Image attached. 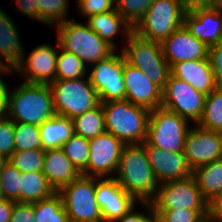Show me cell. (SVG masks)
Instances as JSON below:
<instances>
[{"label":"cell","mask_w":222,"mask_h":222,"mask_svg":"<svg viewBox=\"0 0 222 222\" xmlns=\"http://www.w3.org/2000/svg\"><path fill=\"white\" fill-rule=\"evenodd\" d=\"M8 163V158L0 154V172L4 169V166Z\"/></svg>","instance_id":"49"},{"label":"cell","mask_w":222,"mask_h":222,"mask_svg":"<svg viewBox=\"0 0 222 222\" xmlns=\"http://www.w3.org/2000/svg\"><path fill=\"white\" fill-rule=\"evenodd\" d=\"M56 191L42 172L22 173L19 203H34L52 196Z\"/></svg>","instance_id":"27"},{"label":"cell","mask_w":222,"mask_h":222,"mask_svg":"<svg viewBox=\"0 0 222 222\" xmlns=\"http://www.w3.org/2000/svg\"><path fill=\"white\" fill-rule=\"evenodd\" d=\"M159 222H207L208 210L170 209L154 210Z\"/></svg>","instance_id":"38"},{"label":"cell","mask_w":222,"mask_h":222,"mask_svg":"<svg viewBox=\"0 0 222 222\" xmlns=\"http://www.w3.org/2000/svg\"><path fill=\"white\" fill-rule=\"evenodd\" d=\"M15 151L42 149L39 125L30 123H15Z\"/></svg>","instance_id":"34"},{"label":"cell","mask_w":222,"mask_h":222,"mask_svg":"<svg viewBox=\"0 0 222 222\" xmlns=\"http://www.w3.org/2000/svg\"><path fill=\"white\" fill-rule=\"evenodd\" d=\"M96 177L80 175L58 193L71 222H103L96 201Z\"/></svg>","instance_id":"8"},{"label":"cell","mask_w":222,"mask_h":222,"mask_svg":"<svg viewBox=\"0 0 222 222\" xmlns=\"http://www.w3.org/2000/svg\"><path fill=\"white\" fill-rule=\"evenodd\" d=\"M9 222H36L34 203L15 202Z\"/></svg>","instance_id":"43"},{"label":"cell","mask_w":222,"mask_h":222,"mask_svg":"<svg viewBox=\"0 0 222 222\" xmlns=\"http://www.w3.org/2000/svg\"><path fill=\"white\" fill-rule=\"evenodd\" d=\"M208 58L217 87H222V42L209 47Z\"/></svg>","instance_id":"42"},{"label":"cell","mask_w":222,"mask_h":222,"mask_svg":"<svg viewBox=\"0 0 222 222\" xmlns=\"http://www.w3.org/2000/svg\"><path fill=\"white\" fill-rule=\"evenodd\" d=\"M220 138H221V147H222V132H220Z\"/></svg>","instance_id":"52"},{"label":"cell","mask_w":222,"mask_h":222,"mask_svg":"<svg viewBox=\"0 0 222 222\" xmlns=\"http://www.w3.org/2000/svg\"><path fill=\"white\" fill-rule=\"evenodd\" d=\"M154 0H115V9L134 27L145 15Z\"/></svg>","instance_id":"36"},{"label":"cell","mask_w":222,"mask_h":222,"mask_svg":"<svg viewBox=\"0 0 222 222\" xmlns=\"http://www.w3.org/2000/svg\"><path fill=\"white\" fill-rule=\"evenodd\" d=\"M125 99L152 111L162 104V89L151 82L143 71L125 63L123 67Z\"/></svg>","instance_id":"17"},{"label":"cell","mask_w":222,"mask_h":222,"mask_svg":"<svg viewBox=\"0 0 222 222\" xmlns=\"http://www.w3.org/2000/svg\"><path fill=\"white\" fill-rule=\"evenodd\" d=\"M184 25L208 47L222 42V12L217 9H198L186 13Z\"/></svg>","instance_id":"20"},{"label":"cell","mask_w":222,"mask_h":222,"mask_svg":"<svg viewBox=\"0 0 222 222\" xmlns=\"http://www.w3.org/2000/svg\"><path fill=\"white\" fill-rule=\"evenodd\" d=\"M87 20L90 29L97 33L101 39L107 41L116 50V44L112 39L117 37V34L120 32L122 33V31L127 39L133 29L116 9L90 16ZM121 29L122 31H119Z\"/></svg>","instance_id":"24"},{"label":"cell","mask_w":222,"mask_h":222,"mask_svg":"<svg viewBox=\"0 0 222 222\" xmlns=\"http://www.w3.org/2000/svg\"><path fill=\"white\" fill-rule=\"evenodd\" d=\"M57 48H60L57 55L56 80H72L86 77V65L81 59L70 52L63 50L57 40Z\"/></svg>","instance_id":"31"},{"label":"cell","mask_w":222,"mask_h":222,"mask_svg":"<svg viewBox=\"0 0 222 222\" xmlns=\"http://www.w3.org/2000/svg\"><path fill=\"white\" fill-rule=\"evenodd\" d=\"M57 55V48L41 44L34 48L28 57L24 51L21 62L14 72L24 74L26 83L50 84L56 80Z\"/></svg>","instance_id":"15"},{"label":"cell","mask_w":222,"mask_h":222,"mask_svg":"<svg viewBox=\"0 0 222 222\" xmlns=\"http://www.w3.org/2000/svg\"><path fill=\"white\" fill-rule=\"evenodd\" d=\"M170 71L172 76L186 81L205 95L217 88L209 58L182 61L173 64Z\"/></svg>","instance_id":"21"},{"label":"cell","mask_w":222,"mask_h":222,"mask_svg":"<svg viewBox=\"0 0 222 222\" xmlns=\"http://www.w3.org/2000/svg\"><path fill=\"white\" fill-rule=\"evenodd\" d=\"M206 95L189 83L170 74L162 91L161 106L198 124L201 120Z\"/></svg>","instance_id":"12"},{"label":"cell","mask_w":222,"mask_h":222,"mask_svg":"<svg viewBox=\"0 0 222 222\" xmlns=\"http://www.w3.org/2000/svg\"><path fill=\"white\" fill-rule=\"evenodd\" d=\"M151 204L153 210H208V202L203 198L193 176L160 183Z\"/></svg>","instance_id":"10"},{"label":"cell","mask_w":222,"mask_h":222,"mask_svg":"<svg viewBox=\"0 0 222 222\" xmlns=\"http://www.w3.org/2000/svg\"><path fill=\"white\" fill-rule=\"evenodd\" d=\"M15 122L5 114L0 117V154L9 158L14 149Z\"/></svg>","instance_id":"39"},{"label":"cell","mask_w":222,"mask_h":222,"mask_svg":"<svg viewBox=\"0 0 222 222\" xmlns=\"http://www.w3.org/2000/svg\"><path fill=\"white\" fill-rule=\"evenodd\" d=\"M113 177L139 203L151 202L157 194V182L143 143L125 144L119 166Z\"/></svg>","instance_id":"2"},{"label":"cell","mask_w":222,"mask_h":222,"mask_svg":"<svg viewBox=\"0 0 222 222\" xmlns=\"http://www.w3.org/2000/svg\"><path fill=\"white\" fill-rule=\"evenodd\" d=\"M200 127L222 132V87L206 95L204 112L198 122Z\"/></svg>","instance_id":"30"},{"label":"cell","mask_w":222,"mask_h":222,"mask_svg":"<svg viewBox=\"0 0 222 222\" xmlns=\"http://www.w3.org/2000/svg\"><path fill=\"white\" fill-rule=\"evenodd\" d=\"M14 201L0 200V222H9L14 207Z\"/></svg>","instance_id":"47"},{"label":"cell","mask_w":222,"mask_h":222,"mask_svg":"<svg viewBox=\"0 0 222 222\" xmlns=\"http://www.w3.org/2000/svg\"><path fill=\"white\" fill-rule=\"evenodd\" d=\"M4 199V195H3V192H2V187L0 185V200Z\"/></svg>","instance_id":"51"},{"label":"cell","mask_w":222,"mask_h":222,"mask_svg":"<svg viewBox=\"0 0 222 222\" xmlns=\"http://www.w3.org/2000/svg\"><path fill=\"white\" fill-rule=\"evenodd\" d=\"M81 14L87 18L115 9V0H76Z\"/></svg>","instance_id":"40"},{"label":"cell","mask_w":222,"mask_h":222,"mask_svg":"<svg viewBox=\"0 0 222 222\" xmlns=\"http://www.w3.org/2000/svg\"><path fill=\"white\" fill-rule=\"evenodd\" d=\"M4 114L15 123L41 125L56 115L49 84L23 82L13 91L6 88Z\"/></svg>","instance_id":"1"},{"label":"cell","mask_w":222,"mask_h":222,"mask_svg":"<svg viewBox=\"0 0 222 222\" xmlns=\"http://www.w3.org/2000/svg\"><path fill=\"white\" fill-rule=\"evenodd\" d=\"M147 207V214L134 212L135 207H133L126 215L118 218L112 222H159L158 214L153 210L151 202H141V205Z\"/></svg>","instance_id":"41"},{"label":"cell","mask_w":222,"mask_h":222,"mask_svg":"<svg viewBox=\"0 0 222 222\" xmlns=\"http://www.w3.org/2000/svg\"><path fill=\"white\" fill-rule=\"evenodd\" d=\"M11 71L7 70V69H2L0 71V75H6L8 73H10ZM4 73V74H3ZM6 84L3 80V78L0 77V117L2 115H4V108H5V92H6Z\"/></svg>","instance_id":"48"},{"label":"cell","mask_w":222,"mask_h":222,"mask_svg":"<svg viewBox=\"0 0 222 222\" xmlns=\"http://www.w3.org/2000/svg\"><path fill=\"white\" fill-rule=\"evenodd\" d=\"M188 122L175 112L158 107L150 111L146 141L167 152H184Z\"/></svg>","instance_id":"9"},{"label":"cell","mask_w":222,"mask_h":222,"mask_svg":"<svg viewBox=\"0 0 222 222\" xmlns=\"http://www.w3.org/2000/svg\"><path fill=\"white\" fill-rule=\"evenodd\" d=\"M42 173L56 192L81 175L62 148L45 151Z\"/></svg>","instance_id":"22"},{"label":"cell","mask_w":222,"mask_h":222,"mask_svg":"<svg viewBox=\"0 0 222 222\" xmlns=\"http://www.w3.org/2000/svg\"><path fill=\"white\" fill-rule=\"evenodd\" d=\"M214 9L219 10L222 12V0H213V7Z\"/></svg>","instance_id":"50"},{"label":"cell","mask_w":222,"mask_h":222,"mask_svg":"<svg viewBox=\"0 0 222 222\" xmlns=\"http://www.w3.org/2000/svg\"><path fill=\"white\" fill-rule=\"evenodd\" d=\"M192 176L207 202L222 193V159L197 167Z\"/></svg>","instance_id":"26"},{"label":"cell","mask_w":222,"mask_h":222,"mask_svg":"<svg viewBox=\"0 0 222 222\" xmlns=\"http://www.w3.org/2000/svg\"><path fill=\"white\" fill-rule=\"evenodd\" d=\"M207 222H222V193L208 202Z\"/></svg>","instance_id":"44"},{"label":"cell","mask_w":222,"mask_h":222,"mask_svg":"<svg viewBox=\"0 0 222 222\" xmlns=\"http://www.w3.org/2000/svg\"><path fill=\"white\" fill-rule=\"evenodd\" d=\"M19 37L13 21L0 7V65L9 71L20 64L24 53Z\"/></svg>","instance_id":"23"},{"label":"cell","mask_w":222,"mask_h":222,"mask_svg":"<svg viewBox=\"0 0 222 222\" xmlns=\"http://www.w3.org/2000/svg\"><path fill=\"white\" fill-rule=\"evenodd\" d=\"M36 222H70L63 206V200L58 192L52 196L34 202Z\"/></svg>","instance_id":"29"},{"label":"cell","mask_w":222,"mask_h":222,"mask_svg":"<svg viewBox=\"0 0 222 222\" xmlns=\"http://www.w3.org/2000/svg\"><path fill=\"white\" fill-rule=\"evenodd\" d=\"M75 134L87 139L106 131L102 104L73 118Z\"/></svg>","instance_id":"28"},{"label":"cell","mask_w":222,"mask_h":222,"mask_svg":"<svg viewBox=\"0 0 222 222\" xmlns=\"http://www.w3.org/2000/svg\"><path fill=\"white\" fill-rule=\"evenodd\" d=\"M57 40L60 47L77 55L86 65L96 64L113 54L116 49L92 31L88 24H81L74 19L57 24Z\"/></svg>","instance_id":"4"},{"label":"cell","mask_w":222,"mask_h":222,"mask_svg":"<svg viewBox=\"0 0 222 222\" xmlns=\"http://www.w3.org/2000/svg\"><path fill=\"white\" fill-rule=\"evenodd\" d=\"M196 126L187 131L184 144V154L192 170L222 159L220 132Z\"/></svg>","instance_id":"14"},{"label":"cell","mask_w":222,"mask_h":222,"mask_svg":"<svg viewBox=\"0 0 222 222\" xmlns=\"http://www.w3.org/2000/svg\"><path fill=\"white\" fill-rule=\"evenodd\" d=\"M22 172L9 162L0 172V185L6 200L19 202V190Z\"/></svg>","instance_id":"37"},{"label":"cell","mask_w":222,"mask_h":222,"mask_svg":"<svg viewBox=\"0 0 222 222\" xmlns=\"http://www.w3.org/2000/svg\"><path fill=\"white\" fill-rule=\"evenodd\" d=\"M68 0H38L39 21L44 24H57L67 21Z\"/></svg>","instance_id":"35"},{"label":"cell","mask_w":222,"mask_h":222,"mask_svg":"<svg viewBox=\"0 0 222 222\" xmlns=\"http://www.w3.org/2000/svg\"><path fill=\"white\" fill-rule=\"evenodd\" d=\"M39 128L44 151L62 148L63 144L75 134L73 119L57 114L45 120Z\"/></svg>","instance_id":"25"},{"label":"cell","mask_w":222,"mask_h":222,"mask_svg":"<svg viewBox=\"0 0 222 222\" xmlns=\"http://www.w3.org/2000/svg\"><path fill=\"white\" fill-rule=\"evenodd\" d=\"M96 201L103 217V222H112L126 215L136 207V199L127 193L119 183L112 178L96 177Z\"/></svg>","instance_id":"16"},{"label":"cell","mask_w":222,"mask_h":222,"mask_svg":"<svg viewBox=\"0 0 222 222\" xmlns=\"http://www.w3.org/2000/svg\"><path fill=\"white\" fill-rule=\"evenodd\" d=\"M101 104L107 132L124 144H140L147 139L149 110L126 99Z\"/></svg>","instance_id":"3"},{"label":"cell","mask_w":222,"mask_h":222,"mask_svg":"<svg viewBox=\"0 0 222 222\" xmlns=\"http://www.w3.org/2000/svg\"><path fill=\"white\" fill-rule=\"evenodd\" d=\"M17 9L23 13V15L39 21V10L37 2L38 0H16Z\"/></svg>","instance_id":"45"},{"label":"cell","mask_w":222,"mask_h":222,"mask_svg":"<svg viewBox=\"0 0 222 222\" xmlns=\"http://www.w3.org/2000/svg\"><path fill=\"white\" fill-rule=\"evenodd\" d=\"M185 14L181 0H154L132 32L161 43L184 24Z\"/></svg>","instance_id":"6"},{"label":"cell","mask_w":222,"mask_h":222,"mask_svg":"<svg viewBox=\"0 0 222 222\" xmlns=\"http://www.w3.org/2000/svg\"><path fill=\"white\" fill-rule=\"evenodd\" d=\"M143 145L159 184L192 176L193 170L189 166L184 152H167L150 145L146 140Z\"/></svg>","instance_id":"19"},{"label":"cell","mask_w":222,"mask_h":222,"mask_svg":"<svg viewBox=\"0 0 222 222\" xmlns=\"http://www.w3.org/2000/svg\"><path fill=\"white\" fill-rule=\"evenodd\" d=\"M45 151L43 149H30L14 151L8 162L22 173L42 172Z\"/></svg>","instance_id":"33"},{"label":"cell","mask_w":222,"mask_h":222,"mask_svg":"<svg viewBox=\"0 0 222 222\" xmlns=\"http://www.w3.org/2000/svg\"><path fill=\"white\" fill-rule=\"evenodd\" d=\"M160 44L170 67L182 61L208 59L209 47L195 38L184 24Z\"/></svg>","instance_id":"18"},{"label":"cell","mask_w":222,"mask_h":222,"mask_svg":"<svg viewBox=\"0 0 222 222\" xmlns=\"http://www.w3.org/2000/svg\"><path fill=\"white\" fill-rule=\"evenodd\" d=\"M124 146L122 141L107 131L89 139L88 165L82 175L97 178L109 175L108 178H112L110 174H116Z\"/></svg>","instance_id":"13"},{"label":"cell","mask_w":222,"mask_h":222,"mask_svg":"<svg viewBox=\"0 0 222 222\" xmlns=\"http://www.w3.org/2000/svg\"><path fill=\"white\" fill-rule=\"evenodd\" d=\"M186 13L213 7V0H181Z\"/></svg>","instance_id":"46"},{"label":"cell","mask_w":222,"mask_h":222,"mask_svg":"<svg viewBox=\"0 0 222 222\" xmlns=\"http://www.w3.org/2000/svg\"><path fill=\"white\" fill-rule=\"evenodd\" d=\"M120 54L114 52L87 70L90 83L101 102L125 100L123 67L126 59L122 52Z\"/></svg>","instance_id":"11"},{"label":"cell","mask_w":222,"mask_h":222,"mask_svg":"<svg viewBox=\"0 0 222 222\" xmlns=\"http://www.w3.org/2000/svg\"><path fill=\"white\" fill-rule=\"evenodd\" d=\"M121 50L126 62L139 70L162 90L171 71L159 42L146 40L131 32Z\"/></svg>","instance_id":"5"},{"label":"cell","mask_w":222,"mask_h":222,"mask_svg":"<svg viewBox=\"0 0 222 222\" xmlns=\"http://www.w3.org/2000/svg\"><path fill=\"white\" fill-rule=\"evenodd\" d=\"M85 78L55 80L49 84L57 115L73 119L101 104L89 77Z\"/></svg>","instance_id":"7"},{"label":"cell","mask_w":222,"mask_h":222,"mask_svg":"<svg viewBox=\"0 0 222 222\" xmlns=\"http://www.w3.org/2000/svg\"><path fill=\"white\" fill-rule=\"evenodd\" d=\"M62 150L81 174L87 169L90 152L89 139L74 134L63 144Z\"/></svg>","instance_id":"32"}]
</instances>
